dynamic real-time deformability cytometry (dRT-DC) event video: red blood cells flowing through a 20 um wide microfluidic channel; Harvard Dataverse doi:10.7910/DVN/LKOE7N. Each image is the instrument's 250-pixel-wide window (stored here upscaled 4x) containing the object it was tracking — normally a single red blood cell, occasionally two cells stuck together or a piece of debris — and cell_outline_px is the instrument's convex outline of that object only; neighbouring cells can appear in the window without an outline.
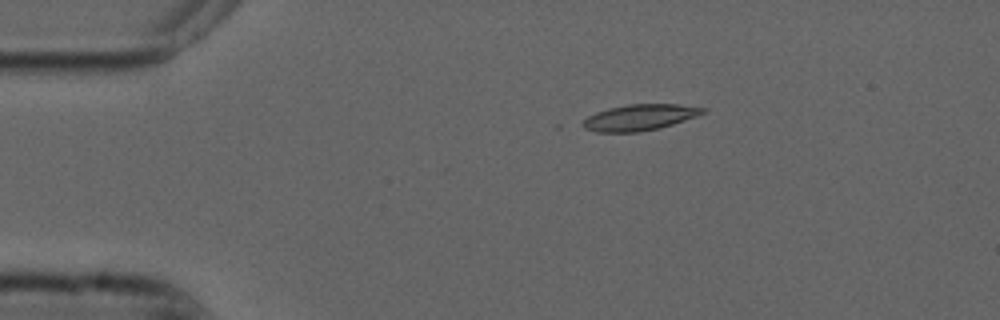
{"species": "common noctule bat (a hibernating species)", "species_latin": "Nyctalus noctula", "temperature_condition": "cold", "stored_images_in_passage": 14, "camera_frame_rate_fps": 3000, "um_per_image_px": 0.085, "animal": {"sex": "male", "forearm_length_mm": 52.5}, "frame": {"image": 1, "passage_image": 10, "time_ms": 3.0, "image_size_px": [1000, 320], "cell_outline_px": [[708, 112], [660, 128], [640, 132], [596, 132], [584, 128], [576, 124], [588, 116], [596, 112], [608, 108], [628, 104], [680, 104], [708, 108]], "centroid_in_image_um": [54.34, 9.98], "position_along_channel_um": 30.7, "area_um2": 18.55}}